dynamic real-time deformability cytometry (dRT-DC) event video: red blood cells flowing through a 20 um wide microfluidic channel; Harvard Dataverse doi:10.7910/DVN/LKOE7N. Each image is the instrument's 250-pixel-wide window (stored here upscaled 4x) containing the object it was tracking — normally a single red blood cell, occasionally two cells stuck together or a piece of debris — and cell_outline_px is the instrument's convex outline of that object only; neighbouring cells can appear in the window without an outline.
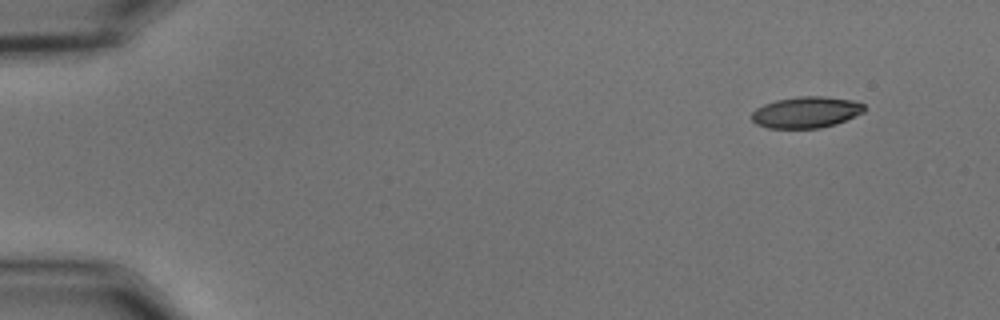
{"species": "common noctule bat (a hibernating species)", "species_latin": "Nyctalus noctula", "temperature_condition": "cold", "stored_images_in_passage": 52, "camera_frame_rate_fps": 3000, "um_per_image_px": 0.085, "animal": {"sex": "male", "body_mass_g": 15.6}, "frame": {"image": 1, "passage_image": 1, "time_ms": 0.0, "image_size_px": [1000, 320], "cell_outline_px": [[864, 112], [836, 124], [820, 128], [768, 128], [756, 124], [752, 120], [752, 112], [756, 108], [764, 104], [776, 100], [800, 96], [824, 96], [852, 100], [864, 104]], "centroid_in_image_um": [68.51, 9.54], "position_along_channel_um": 16.5, "area_um2": 20.52}}
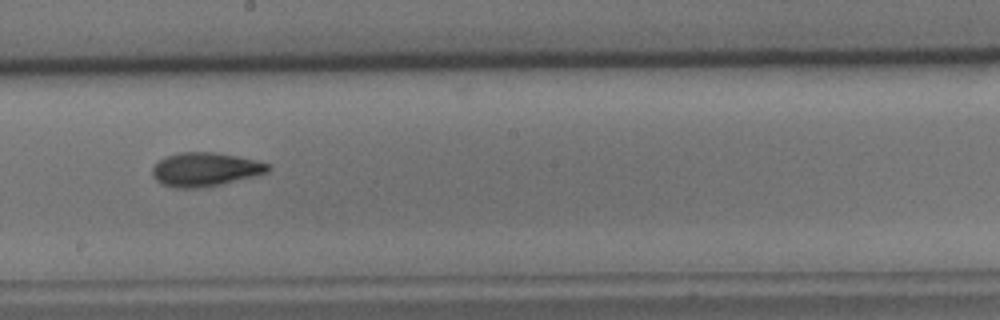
{"frame": {"image": 2, "passage_image": 28, "time_ms": 9.0, "image_size_px": [1000, 320], "cell_outline_px": [[272, 168], [268, 172], [220, 184], [196, 188], [176, 188], [164, 184], [156, 180], [152, 176], [152, 168], [164, 156], [180, 152], [216, 152], [256, 160], [272, 164]], "centroid_in_image_um": [17.44, 14.38], "position_along_channel_um": 230.8, "area_um2": 22.66}}
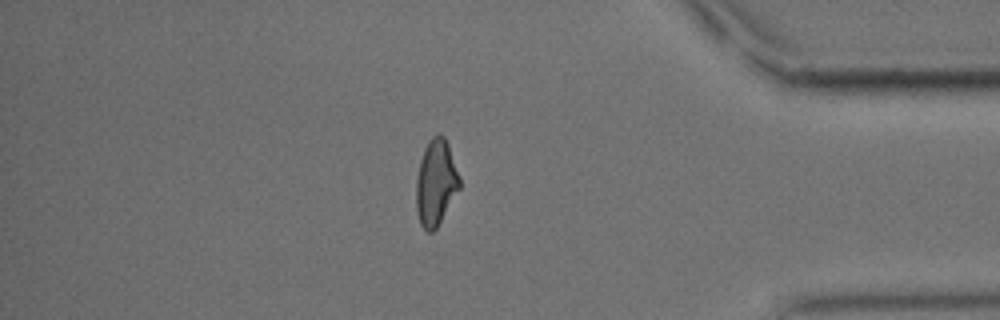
{"frame": {"image": 3, "passage_image": 44, "time_ms": 14.333, "image_size_px": [1000, 320], "cell_outline_px": [[460, 188], [436, 228], [432, 232], [428, 232], [420, 224], [416, 212], [416, 180], [420, 160], [424, 148], [428, 140], [432, 136], [440, 132], [444, 136], [448, 144], [460, 176]], "centroid_in_image_um": [37.04, 15.5], "position_along_channel_um": 398.2, "area_um2": 21.85}, "authors_computed_cell_mechanics": {"area_um2": 21.8484, "velocity_mm_per_s": 3.641, "shape_relaxation_time_tau1_ms": 4.6443, "shape_relaxation_time_tau2_ms": 3.1269, "deformation_change_tau1": 0.1482, "deformation_change_tau2": 0.1055}}